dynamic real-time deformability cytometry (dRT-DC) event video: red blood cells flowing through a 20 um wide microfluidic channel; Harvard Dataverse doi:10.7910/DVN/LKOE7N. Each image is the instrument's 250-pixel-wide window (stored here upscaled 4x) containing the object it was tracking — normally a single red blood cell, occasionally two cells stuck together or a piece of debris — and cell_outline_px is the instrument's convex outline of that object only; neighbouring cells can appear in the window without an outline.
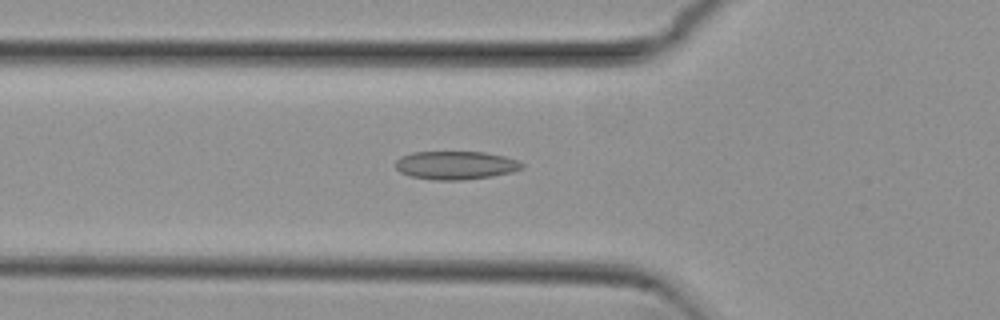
{"species": "common noctule bat (a hibernating species)", "species_latin": "Nyctalus noctula", "temperature_condition": "cold", "stored_images_in_passage": 53, "camera_frame_rate_fps": 3000, "um_per_image_px": 0.085, "animal": {"sex": "female", "body_mass_g": 29.2, "forearm_length_mm": 56.3}, "frame": {"image": 1, "passage_image": 18, "time_ms": 5.667, "image_size_px": [1000, 320], "cell_outline_px": [[524, 168], [512, 172], [488, 176], [460, 180], [436, 180], [412, 176], [400, 172], [396, 168], [396, 160], [400, 156], [412, 152], [484, 152], [504, 156], [516, 160], [524, 164]], "centroid_in_image_um": [38.72, 14.03], "position_along_channel_um": 87.1, "area_um2": 20.69}}
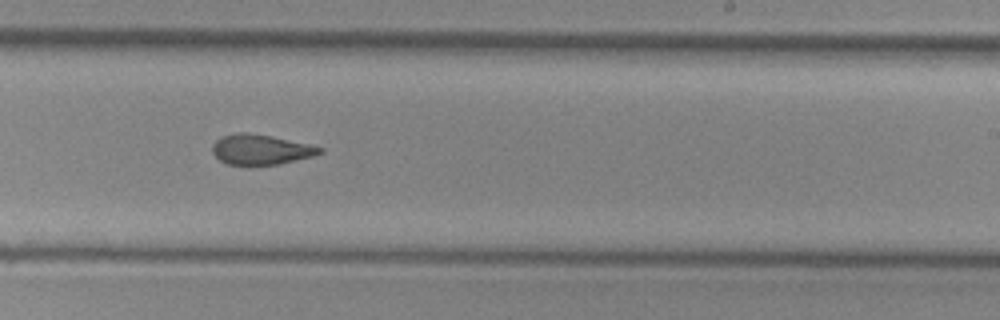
{"frame": {"image": 2, "passage_image": 32, "time_ms": 10.333, "image_size_px": [1000, 320], "cell_outline_px": [[324, 152], [312, 156], [280, 164], [248, 168], [228, 164], [220, 160], [212, 152], [212, 144], [220, 136], [236, 132], [248, 132], [308, 144], [324, 148]], "centroid_in_image_um": [22.11, 12.75], "position_along_channel_um": 266.9, "area_um2": 19.36}}
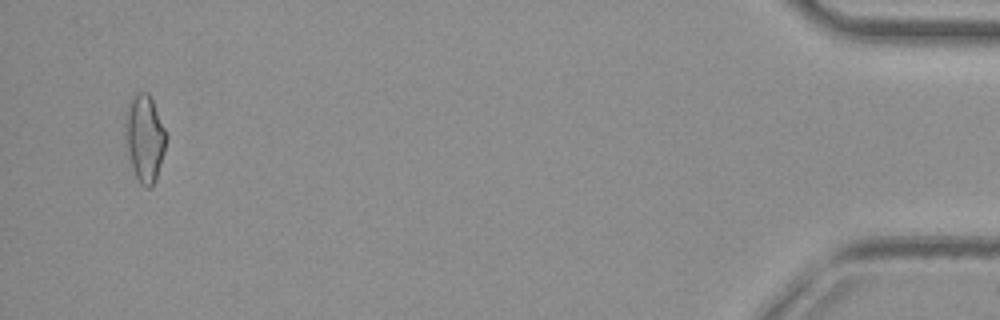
{"frame": {"image": 3, "passage_image": 51, "time_ms": 16.667, "image_size_px": [1000, 320], "cell_outline_px": [[168, 136], [164, 152], [156, 180], [152, 188], [148, 188], [140, 184], [132, 168], [124, 144], [124, 116], [128, 104], [132, 96], [136, 92], [148, 92], [152, 100]], "centroid_in_image_um": [12.26, 11.75], "position_along_channel_um": 422.9, "area_um2": 21.27}, "authors_computed_cell_mechanics": {"area_um2": 19.8254, "velocity_mm_per_s": 3.8475, "shape_relaxation_time_tau1_ms": null, "shape_relaxation_time_tau2_ms": 2.9447, "deformation_change_tau1": null, "deformation_change_tau2": 0.1026}}